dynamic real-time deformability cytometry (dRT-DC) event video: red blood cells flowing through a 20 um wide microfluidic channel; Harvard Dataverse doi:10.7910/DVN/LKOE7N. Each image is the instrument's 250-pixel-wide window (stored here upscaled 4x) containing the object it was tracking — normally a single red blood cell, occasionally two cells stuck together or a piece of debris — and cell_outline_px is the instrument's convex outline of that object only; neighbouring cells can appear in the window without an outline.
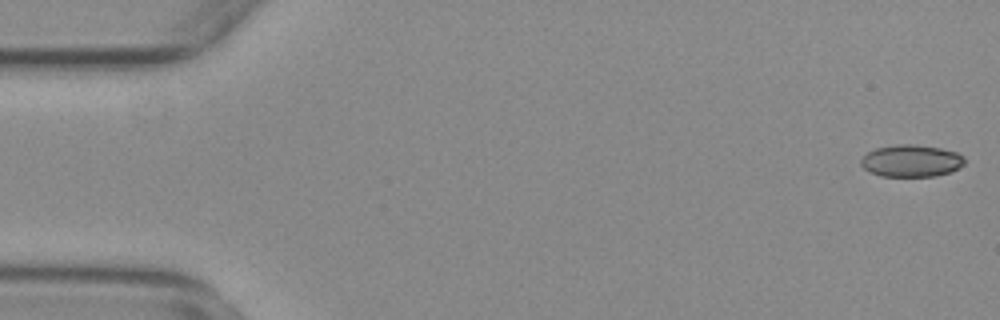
{"species": "common noctule bat (a hibernating species)", "species_latin": "Nyctalus noctula", "temperature_condition": "warm", "stored_images_in_passage": 17, "camera_frame_rate_fps": 3000, "um_per_image_px": 0.085, "animal": {"sex": "female", "body_mass_g": 29.2, "forearm_length_mm": 56.3}, "frame": {"image": 1, "passage_image": 1, "time_ms": 0.0, "image_size_px": [1000, 320], "cell_outline_px": [[964, 164], [960, 168], [952, 172], [936, 176], [880, 176], [868, 172], [860, 164], [860, 160], [868, 152], [876, 148], [896, 144], [916, 144], [940, 148], [956, 152], [964, 156]], "centroid_in_image_um": [77.46, 13.67], "position_along_channel_um": 7.5, "area_um2": 19.59}}
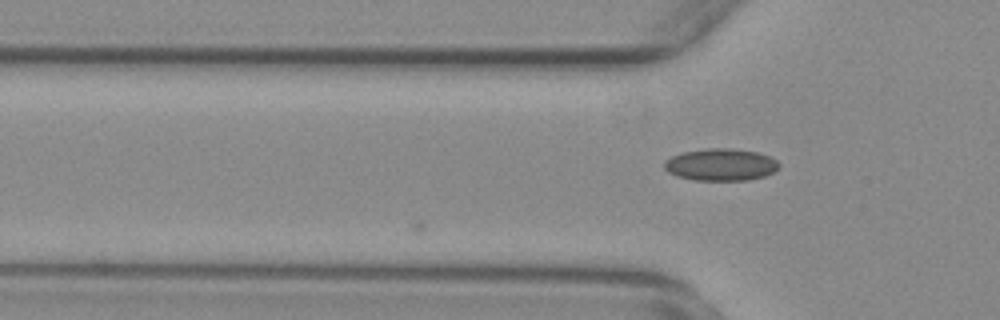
{"frame": {"image": 2, "passage_image": 17, "time_ms": 5.333, "image_size_px": [1000, 320], "cell_outline_px": [[780, 168], [764, 176], [748, 180], [696, 180], [676, 176], [668, 172], [664, 168], [664, 160], [672, 156], [684, 152], [708, 148], [732, 148], [756, 152], [768, 156], [776, 160], [780, 164]], "centroid_in_image_um": [61.26, 13.99], "position_along_channel_um": 64.5, "area_um2": 21.44}}